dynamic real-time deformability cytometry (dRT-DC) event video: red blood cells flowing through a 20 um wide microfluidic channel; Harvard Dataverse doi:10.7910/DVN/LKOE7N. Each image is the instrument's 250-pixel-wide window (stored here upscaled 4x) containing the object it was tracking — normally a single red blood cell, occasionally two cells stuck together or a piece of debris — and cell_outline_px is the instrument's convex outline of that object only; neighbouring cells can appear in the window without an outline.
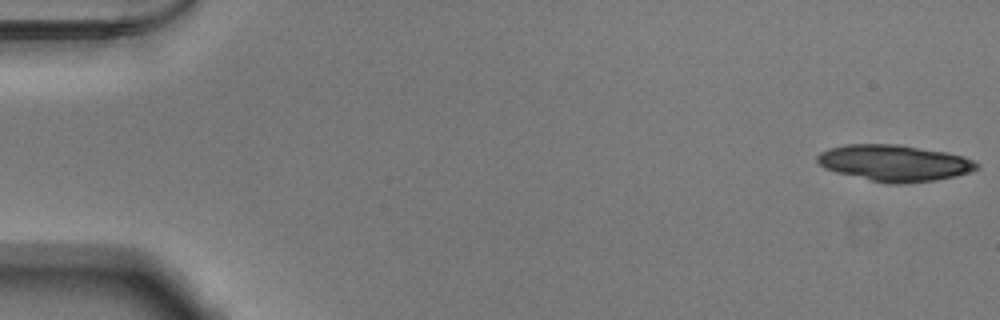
{"species": "Egyptian fruit bat (a non-hibernating species)", "species_latin": "Rousettus aegyptiacus", "temperature_condition": "warm", "stored_images_in_passage": 40, "camera_frame_rate_fps": 3000, "um_per_image_px": 0.085, "animal": {"sex": "male"}, "frame": {"image": 1, "passage_image": 1, "time_ms": 0.0, "image_size_px": [1000, 320], "cell_outline_px": [[980, 168], [972, 172], [956, 176], [936, 180], [900, 184], [888, 184], [836, 172], [824, 168], [816, 160], [816, 156], [820, 152], [828, 148], [848, 144], [896, 144], [948, 152], [964, 156], [976, 160], [980, 164]], "centroid_in_image_um": [76.08, 13.85], "position_along_channel_um": 8.9, "area_um2": 34.1}}
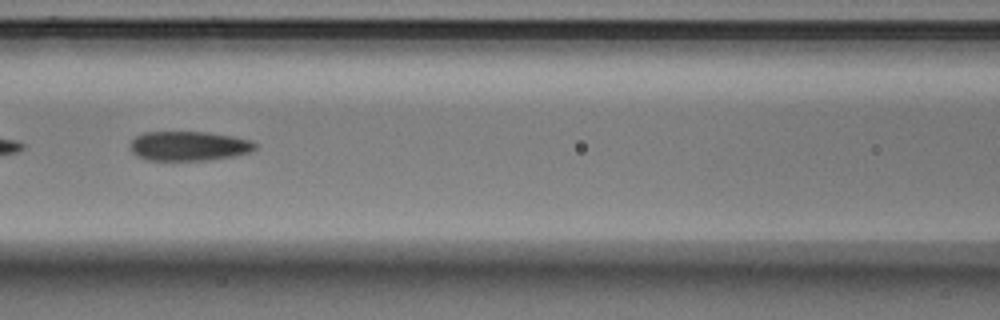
{"frame": {"image": 2, "passage_image": 24, "time_ms": 7.667, "image_size_px": [1000, 320], "cell_outline_px": [[256, 148], [252, 152], [236, 156], [212, 160], [144, 160], [136, 156], [132, 152], [132, 140], [136, 136], [144, 132], [208, 132], [232, 136], [252, 140], [256, 144]], "centroid_in_image_um": [16.09, 12.42], "position_along_channel_um": 150.5, "area_um2": 21.68}}
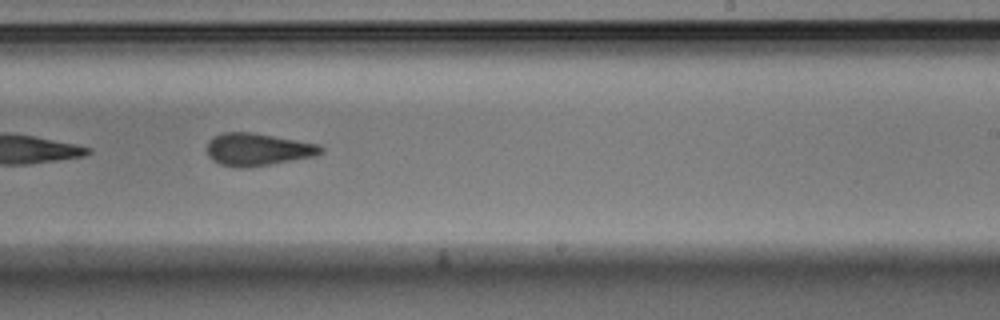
{"frame": {"image": 3, "passage_image": 33, "time_ms": 10.667, "image_size_px": [1000, 320], "cell_outline_px": [[324, 152], [316, 156], [244, 168], [236, 168], [220, 164], [212, 160], [208, 156], [208, 140], [212, 136], [224, 132], [252, 132], [320, 144], [324, 148]], "centroid_in_image_um": [21.91, 12.69], "position_along_channel_um": 267.1, "area_um2": 21.68}}